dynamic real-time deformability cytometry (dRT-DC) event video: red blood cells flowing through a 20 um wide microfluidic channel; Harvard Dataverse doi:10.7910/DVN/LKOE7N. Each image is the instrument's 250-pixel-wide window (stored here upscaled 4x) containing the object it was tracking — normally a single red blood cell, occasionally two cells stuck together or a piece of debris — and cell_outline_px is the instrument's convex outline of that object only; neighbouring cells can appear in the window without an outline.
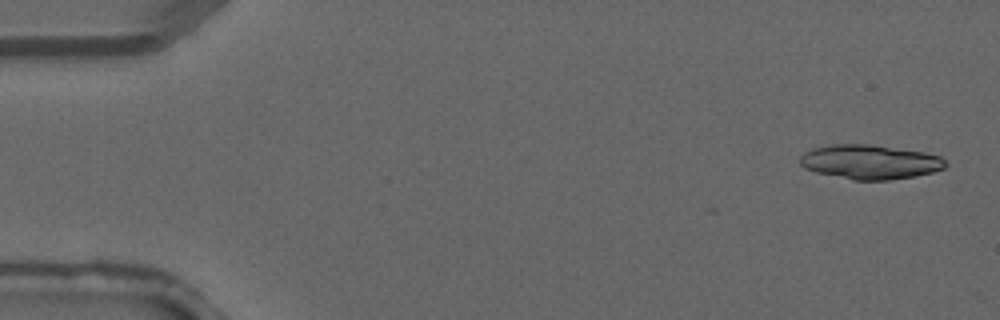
{"species": "common noctule bat (a hibernating species)", "species_latin": "Nyctalus noctula", "temperature_condition": "warm", "stored_images_in_passage": 3, "camera_frame_rate_fps": 3000, "um_per_image_px": 0.085, "animal": {"sex": "male", "forearm_length_mm": 52.5}, "frame": {"image": 1, "passage_image": 1, "time_ms": 0.0, "image_size_px": [1000, 320], "cell_outline_px": [[948, 164], [944, 168], [932, 172], [916, 176], [888, 180], [852, 180], [816, 172], [804, 168], [800, 164], [800, 156], [804, 152], [812, 148], [832, 144], [868, 144], [924, 152], [940, 156]], "centroid_in_image_um": [73.93, 13.76], "position_along_channel_um": 11.1, "area_um2": 29.19}}